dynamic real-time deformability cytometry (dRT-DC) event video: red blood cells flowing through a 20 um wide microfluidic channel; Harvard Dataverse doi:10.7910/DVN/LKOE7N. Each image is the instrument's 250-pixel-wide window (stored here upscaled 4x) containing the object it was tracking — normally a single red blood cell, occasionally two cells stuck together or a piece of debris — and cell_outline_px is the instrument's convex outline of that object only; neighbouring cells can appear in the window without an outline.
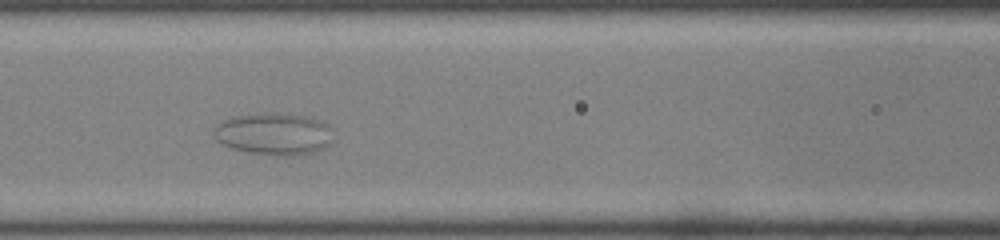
{"species": "common noctule bat (a hibernating species)", "species_latin": "Nyctalus noctula", "temperature_condition": "room temperature", "stored_images_in_passage": 42, "camera_frame_rate_fps": 3000, "um_per_image_px": 0.085, "animal": {"sex": "male", "body_mass_g": 19.0, "forearm_length_mm": 50.8}, "frame": {"image": 1, "passage_image": 11, "time_ms": 3.333, "image_size_px": [1000, 240], "cell_outline_px": [[332, 128], [328, 144], [324, 148], [312, 152], [288, 156], [252, 152], [232, 148], [216, 140], [212, 132], [216, 124], [232, 116], [264, 112], [284, 112], [308, 116], [320, 120], [328, 124]], "centroid_in_image_um": [23.26, 11.33], "position_along_channel_um": 143.3, "area_um2": 29.36}}
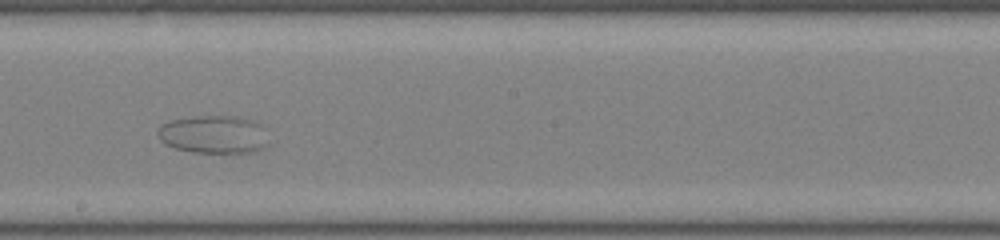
{"frame": {"image": 2, "passage_image": 18, "time_ms": 5.667, "image_size_px": [1000, 240], "cell_outline_px": [[268, 148], [256, 152], [192, 152], [176, 148], [164, 144], [160, 140], [156, 132], [160, 124], [168, 120], [196, 116], [236, 116], [256, 120], [260, 124], [268, 144]], "centroid_in_image_um": [18.14, 11.42], "position_along_channel_um": 230.1, "area_um2": 24.85}}
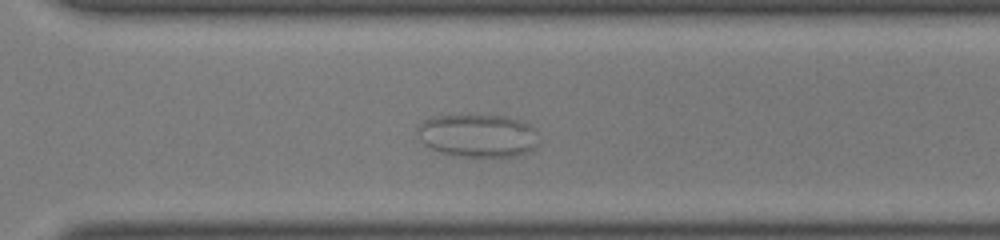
{"frame": {"image": 3, "passage_image": 26, "time_ms": 8.333, "image_size_px": [1000, 240], "cell_outline_px": [[536, 144], [528, 152], [516, 156], [452, 156], [428, 148], [420, 140], [416, 132], [416, 128], [424, 120], [432, 116], [508, 116], [524, 120], [536, 128]], "centroid_in_image_um": [40.59, 11.52], "position_along_channel_um": 330.0, "area_um2": 30.58}}